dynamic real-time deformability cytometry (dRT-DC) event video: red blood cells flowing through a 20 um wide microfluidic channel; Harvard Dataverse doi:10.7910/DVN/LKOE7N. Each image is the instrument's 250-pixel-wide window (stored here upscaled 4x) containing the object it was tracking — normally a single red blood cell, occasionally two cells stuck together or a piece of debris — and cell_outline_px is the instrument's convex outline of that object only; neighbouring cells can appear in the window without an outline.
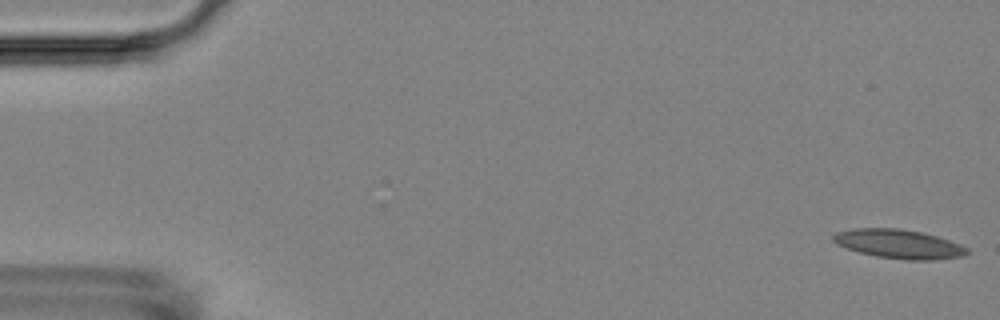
{"species": "Egyptian fruit bat (a non-hibernating species)", "species_latin": "Rousettus aegyptiacus", "temperature_condition": "room temperature", "stored_images_in_passage": 5, "camera_frame_rate_fps": 3000, "um_per_image_px": 0.085, "animal": {"sex": "female"}, "frame": {"image": 1, "passage_image": 1, "time_ms": 0.0, "image_size_px": [1000, 320], "cell_outline_px": [[968, 252], [964, 256], [936, 260], [908, 260], [876, 256], [860, 252], [836, 244], [832, 240], [832, 236], [836, 232], [852, 228], [900, 228], [924, 232], [960, 244], [968, 248]], "centroid_in_image_um": [76.41, 20.73], "position_along_channel_um": 8.6, "area_um2": 22.72}}